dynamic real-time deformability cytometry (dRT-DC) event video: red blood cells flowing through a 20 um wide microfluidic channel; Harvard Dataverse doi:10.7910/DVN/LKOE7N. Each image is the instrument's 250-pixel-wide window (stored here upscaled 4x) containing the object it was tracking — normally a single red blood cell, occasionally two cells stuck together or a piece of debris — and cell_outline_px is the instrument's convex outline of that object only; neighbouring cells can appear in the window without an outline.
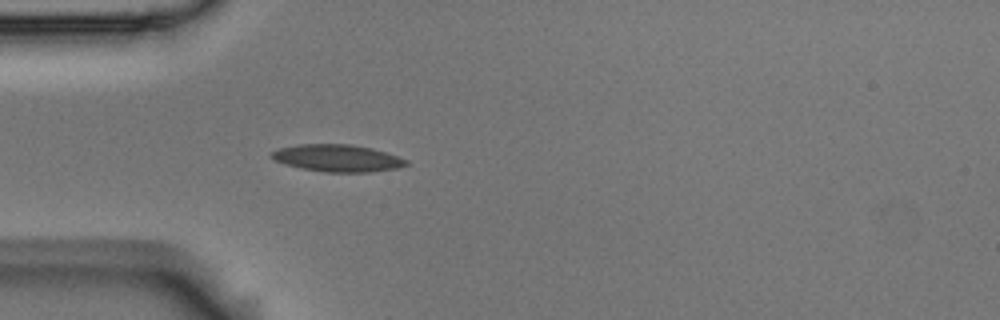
{"species": "Egyptian fruit bat (a non-hibernating species)", "species_latin": "Rousettus aegyptiacus", "temperature_condition": "room temperature", "stored_images_in_passage": 1, "camera_frame_rate_fps": 3000, "um_per_image_px": 0.085, "animal": {"sex": "male"}, "frame": {"image": 1, "passage_image": 1, "time_ms": 0.0, "image_size_px": [1000, 320], "cell_outline_px": [[408, 164], [396, 168], [368, 172], [324, 172], [300, 168], [284, 164], [276, 160], [272, 156], [272, 152], [280, 148], [296, 144], [352, 144], [372, 148], [408, 160]], "centroid_in_image_um": [28.67, 13.44], "position_along_channel_um": 56.3, "area_um2": 21.1}}